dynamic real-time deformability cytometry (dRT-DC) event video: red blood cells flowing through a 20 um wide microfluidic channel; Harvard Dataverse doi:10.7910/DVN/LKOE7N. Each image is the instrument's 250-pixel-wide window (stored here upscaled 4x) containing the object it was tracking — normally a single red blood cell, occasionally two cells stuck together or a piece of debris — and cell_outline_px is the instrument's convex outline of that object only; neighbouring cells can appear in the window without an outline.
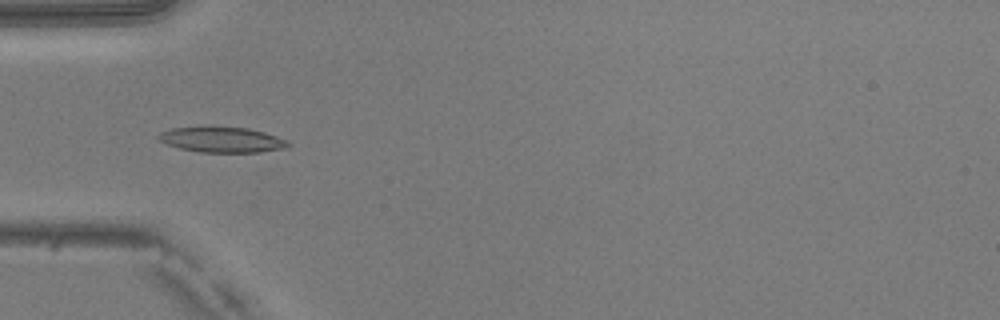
{"species": "common noctule bat (a hibernating species)", "species_latin": "Nyctalus noctula", "temperature_condition": "warm", "stored_images_in_passage": 51, "camera_frame_rate_fps": 3000, "um_per_image_px": 0.085, "animal": {"sex": "male", "body_mass_g": 20.5, "forearm_length_mm": 52.5}, "frame": {"image": 1, "passage_image": 17, "time_ms": 5.333, "image_size_px": [1000, 320], "cell_outline_px": [[292, 144], [288, 148], [260, 152], [200, 152], [180, 148], [168, 144], [160, 140], [156, 136], [160, 132], [172, 128], [204, 124], [212, 124], [248, 128], [264, 132], [288, 140]], "centroid_in_image_um": [18.87, 11.83], "position_along_channel_um": 66.1, "area_um2": 20.06}}
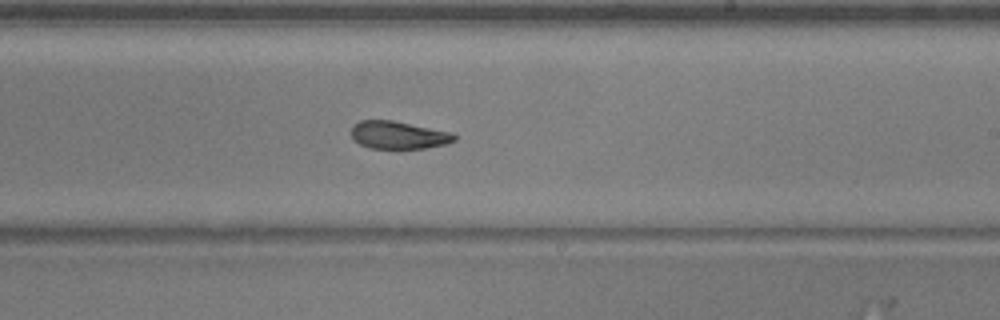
{"frame": {"image": 2, "passage_image": 31, "time_ms": 10.0, "image_size_px": [1000, 320], "cell_outline_px": [[456, 140], [448, 144], [424, 148], [368, 148], [360, 144], [352, 136], [352, 124], [360, 120], [392, 120], [452, 132], [456, 136]], "centroid_in_image_um": [33.88, 11.47], "position_along_channel_um": 255.1, "area_um2": 16.65}}
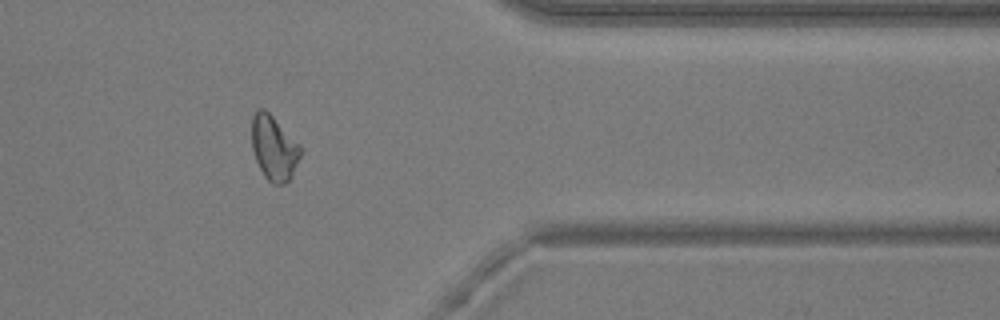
{"frame": {"image": 3, "passage_image": 42, "time_ms": 13.667, "image_size_px": [1000, 320], "cell_outline_px": [[300, 156], [292, 176], [284, 184], [272, 184], [264, 176], [256, 160], [252, 148], [252, 116], [256, 108], [264, 108], [300, 144]], "centroid_in_image_um": [23.27, 12.57], "position_along_channel_um": 388.1, "area_um2": 18.26}, "authors_computed_cell_mechanics": {"area_um2": 18.3226, "velocity_mm_per_s": 4.0532, "shape_relaxation_time_tau1_ms": 8.1928, "shape_relaxation_time_tau2_ms": 2.8711, "deformation_change_tau1": 0.2189, "deformation_change_tau2": 0.0996}}